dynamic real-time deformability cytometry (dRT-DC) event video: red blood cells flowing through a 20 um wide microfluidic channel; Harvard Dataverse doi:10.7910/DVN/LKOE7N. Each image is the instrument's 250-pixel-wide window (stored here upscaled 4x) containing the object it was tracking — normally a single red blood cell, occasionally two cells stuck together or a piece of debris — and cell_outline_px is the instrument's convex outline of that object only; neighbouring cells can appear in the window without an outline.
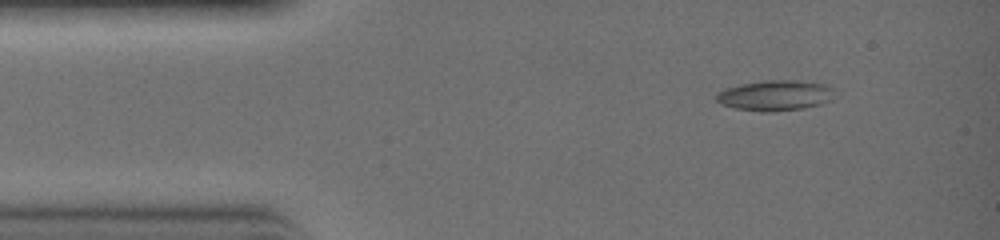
{"species": "common noctule bat (a hibernating species)", "species_latin": "Nyctalus noctula", "temperature_condition": "warm", "stored_images_in_passage": 29, "camera_frame_rate_fps": 3000, "um_per_image_px": 0.085, "animal": {"sex": "female", "body_mass_g": 19.0, "forearm_length_mm": 51.5}, "frame": {"image": 1, "passage_image": 1, "time_ms": 0.0, "image_size_px": [1000, 240], "cell_outline_px": [[836, 88], [832, 100], [820, 104], [804, 108], [772, 112], [764, 112], [736, 108], [724, 104], [716, 100], [716, 96], [724, 88], [740, 84], [764, 80], [796, 80], [820, 84]], "centroid_in_image_um": [65.93, 8.11], "position_along_channel_um": 19.1, "area_um2": 20.92}}
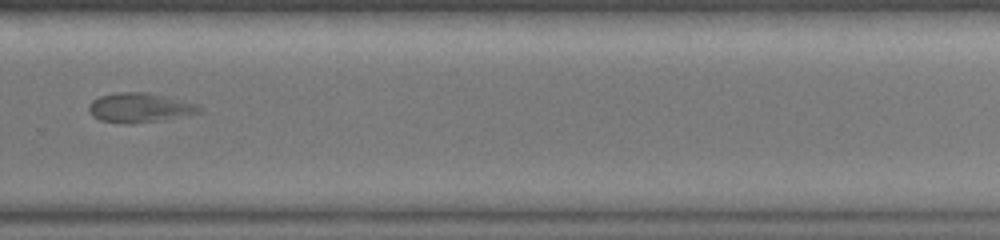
{"frame": {"image": 2, "passage_image": 19, "time_ms": 6.0, "image_size_px": [1000, 240], "cell_outline_px": [[200, 112], [156, 120], [100, 120], [92, 116], [88, 112], [88, 104], [92, 100], [100, 96], [116, 92], [148, 92], [196, 104], [200, 108]], "centroid_in_image_um": [11.8, 9.08], "position_along_channel_um": 318.0, "area_um2": 17.74}}
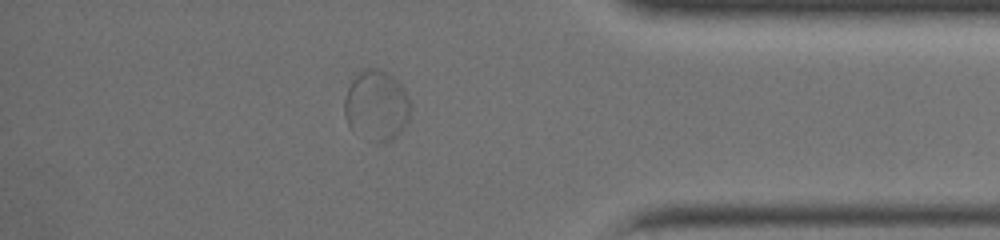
{"frame": {"image": 3, "passage_image": 24, "time_ms": 7.667, "image_size_px": [1000, 240], "cell_outline_px": [[412, 112], [404, 128], [392, 140], [380, 144], [376, 144], [352, 128], [348, 124], [344, 112], [344, 100], [348, 88], [352, 80], [364, 68], [376, 68], [392, 76], [404, 88], [412, 104]], "centroid_in_image_um": [32.04, 8.99], "position_along_channel_um": 403.2, "area_um2": 27.22}}